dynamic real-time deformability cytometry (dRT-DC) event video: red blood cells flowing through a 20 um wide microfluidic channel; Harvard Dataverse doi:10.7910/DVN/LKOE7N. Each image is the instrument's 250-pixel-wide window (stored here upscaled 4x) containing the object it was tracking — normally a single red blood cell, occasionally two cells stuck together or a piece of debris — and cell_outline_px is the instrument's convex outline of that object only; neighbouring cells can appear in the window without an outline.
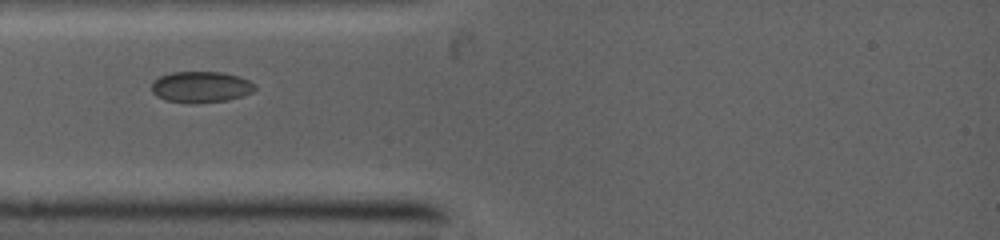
{"species": "common noctule bat (a hibernating species)", "species_latin": "Nyctalus noctula", "temperature_condition": "warm", "stored_images_in_passage": 19, "camera_frame_rate_fps": 5000, "um_per_image_px": 0.085, "animal": {"sex": "female", "body_mass_g": 19.0, "forearm_length_mm": 53.3}, "frame": {"image": 1, "passage_image": 1, "time_ms": 0.0, "image_size_px": [1000, 240], "cell_outline_px": [[256, 88], [252, 92], [244, 96], [228, 100], [196, 104], [188, 104], [164, 100], [156, 96], [152, 92], [152, 80], [160, 76], [172, 72], [224, 72], [248, 80], [256, 84]], "centroid_in_image_um": [17.06, 7.41], "position_along_channel_um": 67.9, "area_um2": 19.13}}
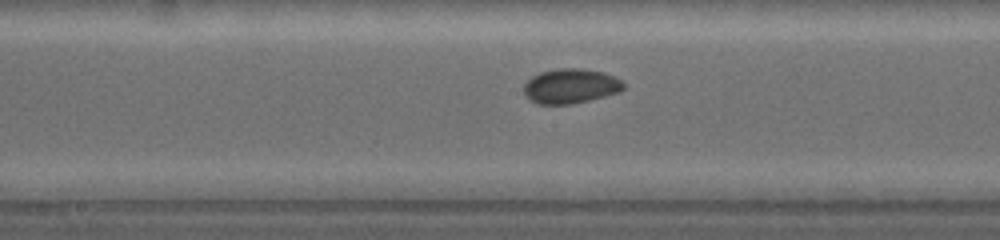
{"frame": {"image": 2, "passage_image": 11, "time_ms": 3.0, "image_size_px": [1000, 240], "cell_outline_px": [[624, 88], [620, 92], [572, 104], [536, 104], [528, 100], [524, 96], [524, 84], [532, 76], [540, 72], [560, 68], [580, 68], [600, 72], [612, 76], [620, 80], [624, 84]], "centroid_in_image_um": [48.45, 7.33], "position_along_channel_um": 199.8, "area_um2": 20.11}}
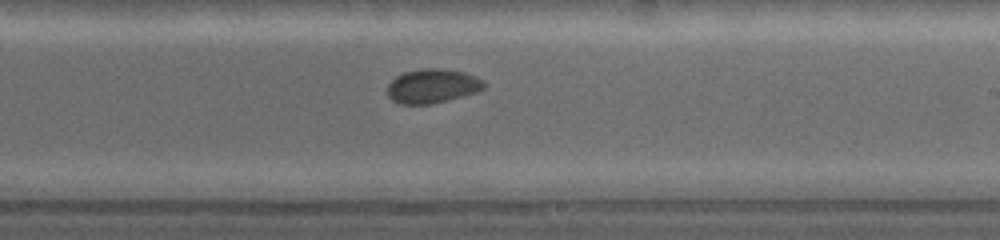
{"frame": {"image": 3, "passage_image": 16, "time_ms": 4.2, "image_size_px": [1000, 240], "cell_outline_px": [[484, 88], [476, 92], [464, 96], [432, 104], [400, 104], [392, 100], [388, 96], [388, 84], [396, 76], [404, 72], [420, 68], [440, 68], [464, 72], [476, 76], [484, 80]], "centroid_in_image_um": [36.75, 7.31], "position_along_channel_um": 252.2, "area_um2": 19.36}}